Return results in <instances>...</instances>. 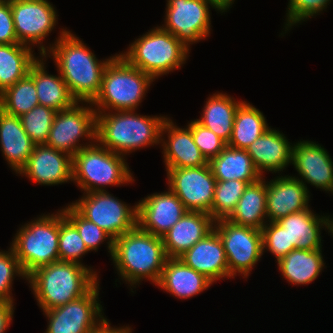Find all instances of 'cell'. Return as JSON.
<instances>
[{"instance_id": "23", "label": "cell", "mask_w": 333, "mask_h": 333, "mask_svg": "<svg viewBox=\"0 0 333 333\" xmlns=\"http://www.w3.org/2000/svg\"><path fill=\"white\" fill-rule=\"evenodd\" d=\"M187 266L216 283L229 280V270L222 240L213 229L179 257Z\"/></svg>"}, {"instance_id": "36", "label": "cell", "mask_w": 333, "mask_h": 333, "mask_svg": "<svg viewBox=\"0 0 333 333\" xmlns=\"http://www.w3.org/2000/svg\"><path fill=\"white\" fill-rule=\"evenodd\" d=\"M64 216L77 228L79 235L90 252H98L101 244H106L110 260L113 255L114 239L95 223L84 218L70 203L61 207ZM104 242V243H103Z\"/></svg>"}, {"instance_id": "24", "label": "cell", "mask_w": 333, "mask_h": 333, "mask_svg": "<svg viewBox=\"0 0 333 333\" xmlns=\"http://www.w3.org/2000/svg\"><path fill=\"white\" fill-rule=\"evenodd\" d=\"M214 228L211 215L201 211H187L162 237L168 258H179Z\"/></svg>"}, {"instance_id": "40", "label": "cell", "mask_w": 333, "mask_h": 333, "mask_svg": "<svg viewBox=\"0 0 333 333\" xmlns=\"http://www.w3.org/2000/svg\"><path fill=\"white\" fill-rule=\"evenodd\" d=\"M7 250V251H6ZM0 249V302H14L12 294L15 278L27 280L11 247Z\"/></svg>"}, {"instance_id": "35", "label": "cell", "mask_w": 333, "mask_h": 333, "mask_svg": "<svg viewBox=\"0 0 333 333\" xmlns=\"http://www.w3.org/2000/svg\"><path fill=\"white\" fill-rule=\"evenodd\" d=\"M59 260L65 262H74L89 268L99 279V272L93 267L85 265L83 258L88 252L84 241L77 228L64 216L62 208L59 209Z\"/></svg>"}, {"instance_id": "22", "label": "cell", "mask_w": 333, "mask_h": 333, "mask_svg": "<svg viewBox=\"0 0 333 333\" xmlns=\"http://www.w3.org/2000/svg\"><path fill=\"white\" fill-rule=\"evenodd\" d=\"M293 144L282 131L267 129L258 139L246 148L258 172L283 174L291 165ZM281 172V173H280Z\"/></svg>"}, {"instance_id": "44", "label": "cell", "mask_w": 333, "mask_h": 333, "mask_svg": "<svg viewBox=\"0 0 333 333\" xmlns=\"http://www.w3.org/2000/svg\"><path fill=\"white\" fill-rule=\"evenodd\" d=\"M15 302H0V333H6L12 324Z\"/></svg>"}, {"instance_id": "12", "label": "cell", "mask_w": 333, "mask_h": 333, "mask_svg": "<svg viewBox=\"0 0 333 333\" xmlns=\"http://www.w3.org/2000/svg\"><path fill=\"white\" fill-rule=\"evenodd\" d=\"M222 240L226 253L229 279L248 278L263 256L261 230L238 225L228 219L214 221L213 228Z\"/></svg>"}, {"instance_id": "39", "label": "cell", "mask_w": 333, "mask_h": 333, "mask_svg": "<svg viewBox=\"0 0 333 333\" xmlns=\"http://www.w3.org/2000/svg\"><path fill=\"white\" fill-rule=\"evenodd\" d=\"M55 115L56 111L52 108L38 105L28 113L20 116V119L23 129L29 135L31 140L35 144H45Z\"/></svg>"}, {"instance_id": "25", "label": "cell", "mask_w": 333, "mask_h": 333, "mask_svg": "<svg viewBox=\"0 0 333 333\" xmlns=\"http://www.w3.org/2000/svg\"><path fill=\"white\" fill-rule=\"evenodd\" d=\"M211 285L212 281L179 258H168L156 287L176 299L186 300L208 290Z\"/></svg>"}, {"instance_id": "46", "label": "cell", "mask_w": 333, "mask_h": 333, "mask_svg": "<svg viewBox=\"0 0 333 333\" xmlns=\"http://www.w3.org/2000/svg\"><path fill=\"white\" fill-rule=\"evenodd\" d=\"M227 12L232 8L235 0H216Z\"/></svg>"}, {"instance_id": "38", "label": "cell", "mask_w": 333, "mask_h": 333, "mask_svg": "<svg viewBox=\"0 0 333 333\" xmlns=\"http://www.w3.org/2000/svg\"><path fill=\"white\" fill-rule=\"evenodd\" d=\"M333 0H289L286 8L283 31L279 36H285L295 26L315 18L326 11ZM284 34V35H283Z\"/></svg>"}, {"instance_id": "13", "label": "cell", "mask_w": 333, "mask_h": 333, "mask_svg": "<svg viewBox=\"0 0 333 333\" xmlns=\"http://www.w3.org/2000/svg\"><path fill=\"white\" fill-rule=\"evenodd\" d=\"M10 3L19 43L33 49L37 46V55H45L51 49L46 39L58 26L55 5L49 0H12Z\"/></svg>"}, {"instance_id": "43", "label": "cell", "mask_w": 333, "mask_h": 333, "mask_svg": "<svg viewBox=\"0 0 333 333\" xmlns=\"http://www.w3.org/2000/svg\"><path fill=\"white\" fill-rule=\"evenodd\" d=\"M19 43L15 33L10 2L0 1V44Z\"/></svg>"}, {"instance_id": "18", "label": "cell", "mask_w": 333, "mask_h": 333, "mask_svg": "<svg viewBox=\"0 0 333 333\" xmlns=\"http://www.w3.org/2000/svg\"><path fill=\"white\" fill-rule=\"evenodd\" d=\"M73 157L45 144H35L27 164L17 176L37 185L55 186L72 183Z\"/></svg>"}, {"instance_id": "31", "label": "cell", "mask_w": 333, "mask_h": 333, "mask_svg": "<svg viewBox=\"0 0 333 333\" xmlns=\"http://www.w3.org/2000/svg\"><path fill=\"white\" fill-rule=\"evenodd\" d=\"M266 176L248 184L234 211L227 218L231 222L259 230L267 224Z\"/></svg>"}, {"instance_id": "11", "label": "cell", "mask_w": 333, "mask_h": 333, "mask_svg": "<svg viewBox=\"0 0 333 333\" xmlns=\"http://www.w3.org/2000/svg\"><path fill=\"white\" fill-rule=\"evenodd\" d=\"M70 204L86 219L106 231L113 239L137 226V202L130 205L109 191L83 193Z\"/></svg>"}, {"instance_id": "45", "label": "cell", "mask_w": 333, "mask_h": 333, "mask_svg": "<svg viewBox=\"0 0 333 333\" xmlns=\"http://www.w3.org/2000/svg\"><path fill=\"white\" fill-rule=\"evenodd\" d=\"M133 328L128 325L123 326H113L110 320H105L95 331L91 333H132Z\"/></svg>"}, {"instance_id": "3", "label": "cell", "mask_w": 333, "mask_h": 333, "mask_svg": "<svg viewBox=\"0 0 333 333\" xmlns=\"http://www.w3.org/2000/svg\"><path fill=\"white\" fill-rule=\"evenodd\" d=\"M168 115H141L137 110L97 112L96 141L127 158L137 150L160 145Z\"/></svg>"}, {"instance_id": "30", "label": "cell", "mask_w": 333, "mask_h": 333, "mask_svg": "<svg viewBox=\"0 0 333 333\" xmlns=\"http://www.w3.org/2000/svg\"><path fill=\"white\" fill-rule=\"evenodd\" d=\"M208 163L216 181L235 179L251 184L262 178L246 149L226 146L218 156L212 158Z\"/></svg>"}, {"instance_id": "9", "label": "cell", "mask_w": 333, "mask_h": 333, "mask_svg": "<svg viewBox=\"0 0 333 333\" xmlns=\"http://www.w3.org/2000/svg\"><path fill=\"white\" fill-rule=\"evenodd\" d=\"M165 18L160 26L189 49L211 36V8L221 15L227 11L216 0H166Z\"/></svg>"}, {"instance_id": "27", "label": "cell", "mask_w": 333, "mask_h": 333, "mask_svg": "<svg viewBox=\"0 0 333 333\" xmlns=\"http://www.w3.org/2000/svg\"><path fill=\"white\" fill-rule=\"evenodd\" d=\"M45 55L31 65L28 75L34 80L39 105L52 108L56 112L72 107L77 100L71 95L66 82L58 69L57 75L49 74Z\"/></svg>"}, {"instance_id": "32", "label": "cell", "mask_w": 333, "mask_h": 333, "mask_svg": "<svg viewBox=\"0 0 333 333\" xmlns=\"http://www.w3.org/2000/svg\"><path fill=\"white\" fill-rule=\"evenodd\" d=\"M39 56L33 48L21 43L0 44V94L25 78Z\"/></svg>"}, {"instance_id": "16", "label": "cell", "mask_w": 333, "mask_h": 333, "mask_svg": "<svg viewBox=\"0 0 333 333\" xmlns=\"http://www.w3.org/2000/svg\"><path fill=\"white\" fill-rule=\"evenodd\" d=\"M291 165L297 172V176H291L300 180L306 188L310 184L333 195V160L322 144L307 139L294 142Z\"/></svg>"}, {"instance_id": "2", "label": "cell", "mask_w": 333, "mask_h": 333, "mask_svg": "<svg viewBox=\"0 0 333 333\" xmlns=\"http://www.w3.org/2000/svg\"><path fill=\"white\" fill-rule=\"evenodd\" d=\"M167 259L162 238L138 226L114 239L111 261L118 279L128 284L132 293L142 281L156 286Z\"/></svg>"}, {"instance_id": "4", "label": "cell", "mask_w": 333, "mask_h": 333, "mask_svg": "<svg viewBox=\"0 0 333 333\" xmlns=\"http://www.w3.org/2000/svg\"><path fill=\"white\" fill-rule=\"evenodd\" d=\"M100 279L86 266L56 261L27 276V284L42 311L85 295Z\"/></svg>"}, {"instance_id": "14", "label": "cell", "mask_w": 333, "mask_h": 333, "mask_svg": "<svg viewBox=\"0 0 333 333\" xmlns=\"http://www.w3.org/2000/svg\"><path fill=\"white\" fill-rule=\"evenodd\" d=\"M100 280L83 296L65 305L43 311L47 321L44 333H91L105 320Z\"/></svg>"}, {"instance_id": "10", "label": "cell", "mask_w": 333, "mask_h": 333, "mask_svg": "<svg viewBox=\"0 0 333 333\" xmlns=\"http://www.w3.org/2000/svg\"><path fill=\"white\" fill-rule=\"evenodd\" d=\"M96 116L91 102H76L56 112L45 145L73 157L96 141Z\"/></svg>"}, {"instance_id": "34", "label": "cell", "mask_w": 333, "mask_h": 333, "mask_svg": "<svg viewBox=\"0 0 333 333\" xmlns=\"http://www.w3.org/2000/svg\"><path fill=\"white\" fill-rule=\"evenodd\" d=\"M39 105L34 80L27 75L0 94V109L20 117Z\"/></svg>"}, {"instance_id": "6", "label": "cell", "mask_w": 333, "mask_h": 333, "mask_svg": "<svg viewBox=\"0 0 333 333\" xmlns=\"http://www.w3.org/2000/svg\"><path fill=\"white\" fill-rule=\"evenodd\" d=\"M127 158L104 148L97 141L73 156L72 183L82 193L107 191L134 183L135 177ZM107 188V189H106Z\"/></svg>"}, {"instance_id": "21", "label": "cell", "mask_w": 333, "mask_h": 333, "mask_svg": "<svg viewBox=\"0 0 333 333\" xmlns=\"http://www.w3.org/2000/svg\"><path fill=\"white\" fill-rule=\"evenodd\" d=\"M328 214L319 215L309 207L289 214L276 222L286 230L289 245L303 250L323 249L322 230L328 231V235L333 237V215Z\"/></svg>"}, {"instance_id": "19", "label": "cell", "mask_w": 333, "mask_h": 333, "mask_svg": "<svg viewBox=\"0 0 333 333\" xmlns=\"http://www.w3.org/2000/svg\"><path fill=\"white\" fill-rule=\"evenodd\" d=\"M266 180L267 222H276L289 214L308 209L311 192L298 179L289 175L276 174Z\"/></svg>"}, {"instance_id": "20", "label": "cell", "mask_w": 333, "mask_h": 333, "mask_svg": "<svg viewBox=\"0 0 333 333\" xmlns=\"http://www.w3.org/2000/svg\"><path fill=\"white\" fill-rule=\"evenodd\" d=\"M172 117H168L161 129L160 146L165 169L201 167L208 161L193 141L191 129L177 126ZM167 136V137H166Z\"/></svg>"}, {"instance_id": "1", "label": "cell", "mask_w": 333, "mask_h": 333, "mask_svg": "<svg viewBox=\"0 0 333 333\" xmlns=\"http://www.w3.org/2000/svg\"><path fill=\"white\" fill-rule=\"evenodd\" d=\"M58 36L45 54L55 63L71 95L77 102H92L99 94L103 73L108 63L118 54L98 59L94 51L71 30L58 28Z\"/></svg>"}, {"instance_id": "17", "label": "cell", "mask_w": 333, "mask_h": 333, "mask_svg": "<svg viewBox=\"0 0 333 333\" xmlns=\"http://www.w3.org/2000/svg\"><path fill=\"white\" fill-rule=\"evenodd\" d=\"M137 202V226L155 236L163 237L188 211L181 200L167 187Z\"/></svg>"}, {"instance_id": "29", "label": "cell", "mask_w": 333, "mask_h": 333, "mask_svg": "<svg viewBox=\"0 0 333 333\" xmlns=\"http://www.w3.org/2000/svg\"><path fill=\"white\" fill-rule=\"evenodd\" d=\"M242 102L243 100H237L226 92L217 91L208 96L202 113L196 120L228 144L232 136L235 114Z\"/></svg>"}, {"instance_id": "28", "label": "cell", "mask_w": 333, "mask_h": 333, "mask_svg": "<svg viewBox=\"0 0 333 333\" xmlns=\"http://www.w3.org/2000/svg\"><path fill=\"white\" fill-rule=\"evenodd\" d=\"M323 249H294L277 262V269L290 285H309L326 267Z\"/></svg>"}, {"instance_id": "42", "label": "cell", "mask_w": 333, "mask_h": 333, "mask_svg": "<svg viewBox=\"0 0 333 333\" xmlns=\"http://www.w3.org/2000/svg\"><path fill=\"white\" fill-rule=\"evenodd\" d=\"M187 126L191 129L194 143L208 162L218 156L227 146L224 140L204 127L196 119L188 121Z\"/></svg>"}, {"instance_id": "26", "label": "cell", "mask_w": 333, "mask_h": 333, "mask_svg": "<svg viewBox=\"0 0 333 333\" xmlns=\"http://www.w3.org/2000/svg\"><path fill=\"white\" fill-rule=\"evenodd\" d=\"M35 143L23 129L20 117L0 109V151L16 176L25 167Z\"/></svg>"}, {"instance_id": "5", "label": "cell", "mask_w": 333, "mask_h": 333, "mask_svg": "<svg viewBox=\"0 0 333 333\" xmlns=\"http://www.w3.org/2000/svg\"><path fill=\"white\" fill-rule=\"evenodd\" d=\"M190 52L191 49L176 36L157 25L139 38H135L126 51L118 53L130 65L147 73L156 81L164 75L181 70Z\"/></svg>"}, {"instance_id": "8", "label": "cell", "mask_w": 333, "mask_h": 333, "mask_svg": "<svg viewBox=\"0 0 333 333\" xmlns=\"http://www.w3.org/2000/svg\"><path fill=\"white\" fill-rule=\"evenodd\" d=\"M59 209L42 213L21 225L10 247L26 276L36 269L59 261Z\"/></svg>"}, {"instance_id": "7", "label": "cell", "mask_w": 333, "mask_h": 333, "mask_svg": "<svg viewBox=\"0 0 333 333\" xmlns=\"http://www.w3.org/2000/svg\"><path fill=\"white\" fill-rule=\"evenodd\" d=\"M153 82L117 54L106 66L100 92L91 104L96 112L138 110Z\"/></svg>"}, {"instance_id": "15", "label": "cell", "mask_w": 333, "mask_h": 333, "mask_svg": "<svg viewBox=\"0 0 333 333\" xmlns=\"http://www.w3.org/2000/svg\"><path fill=\"white\" fill-rule=\"evenodd\" d=\"M166 185L188 211L210 213L214 200L216 178L209 165L167 169Z\"/></svg>"}, {"instance_id": "37", "label": "cell", "mask_w": 333, "mask_h": 333, "mask_svg": "<svg viewBox=\"0 0 333 333\" xmlns=\"http://www.w3.org/2000/svg\"><path fill=\"white\" fill-rule=\"evenodd\" d=\"M248 182L239 180L216 181L210 215L214 221L227 219L234 211Z\"/></svg>"}, {"instance_id": "47", "label": "cell", "mask_w": 333, "mask_h": 333, "mask_svg": "<svg viewBox=\"0 0 333 333\" xmlns=\"http://www.w3.org/2000/svg\"><path fill=\"white\" fill-rule=\"evenodd\" d=\"M1 2H11L12 0H0Z\"/></svg>"}, {"instance_id": "41", "label": "cell", "mask_w": 333, "mask_h": 333, "mask_svg": "<svg viewBox=\"0 0 333 333\" xmlns=\"http://www.w3.org/2000/svg\"><path fill=\"white\" fill-rule=\"evenodd\" d=\"M263 255L266 252L275 257V262L284 258L289 252L296 249L289 245V236L286 230L277 222H267L262 228Z\"/></svg>"}, {"instance_id": "33", "label": "cell", "mask_w": 333, "mask_h": 333, "mask_svg": "<svg viewBox=\"0 0 333 333\" xmlns=\"http://www.w3.org/2000/svg\"><path fill=\"white\" fill-rule=\"evenodd\" d=\"M270 127L260 109L243 101L236 111L232 136L227 146L246 149Z\"/></svg>"}]
</instances>
